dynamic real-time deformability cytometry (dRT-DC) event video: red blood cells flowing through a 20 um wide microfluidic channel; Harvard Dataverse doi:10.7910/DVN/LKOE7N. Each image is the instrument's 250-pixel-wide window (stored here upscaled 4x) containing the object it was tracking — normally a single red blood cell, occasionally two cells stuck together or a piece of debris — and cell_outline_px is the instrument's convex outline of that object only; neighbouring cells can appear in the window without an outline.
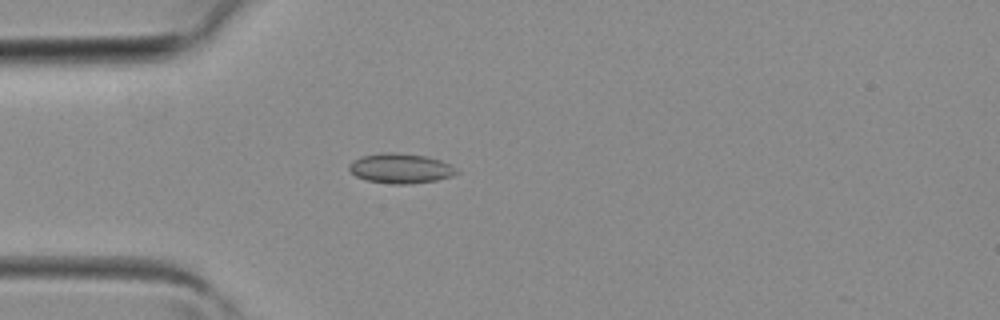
{"species": "common noctule bat (a hibernating species)", "species_latin": "Nyctalus noctula", "temperature_condition": "room temperature", "stored_images_in_passage": 31, "camera_frame_rate_fps": 3000, "um_per_image_px": 0.085, "animal": {"sex": "female", "body_mass_g": 19.3, "forearm_length_mm": 54.1}, "frame": {"image": 1, "passage_image": 2, "time_ms": 0.333, "image_size_px": [1000, 320], "cell_outline_px": [[460, 172], [452, 176], [436, 180], [408, 184], [392, 184], [368, 180], [356, 176], [348, 168], [348, 164], [352, 160], [360, 156], [380, 152], [392, 152], [424, 156], [440, 160], [448, 164]], "centroid_in_image_um": [34.0, 14.3], "position_along_channel_um": 51.0, "area_um2": 18.61}}
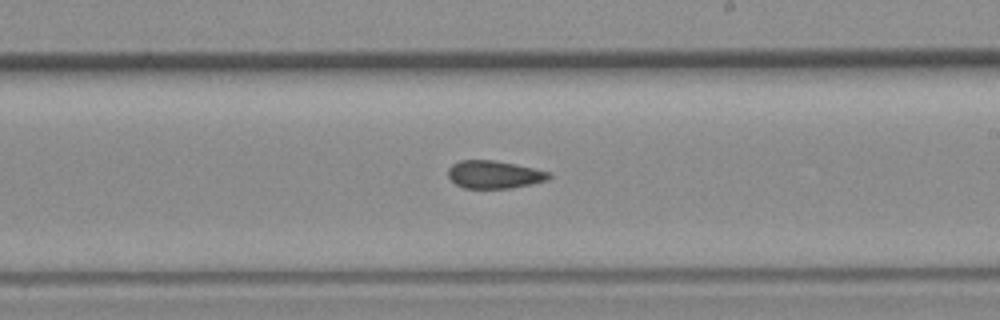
{"frame": {"image": 2, "passage_image": 14, "time_ms": 4.333, "image_size_px": [1000, 320], "cell_outline_px": [[552, 176], [548, 180], [532, 184], [512, 188], [464, 188], [456, 184], [448, 176], [448, 168], [452, 164], [460, 160], [496, 160], [536, 168], [552, 172]], "centroid_in_image_um": [42.06, 14.83], "position_along_channel_um": 246.9, "area_um2": 16.59}}
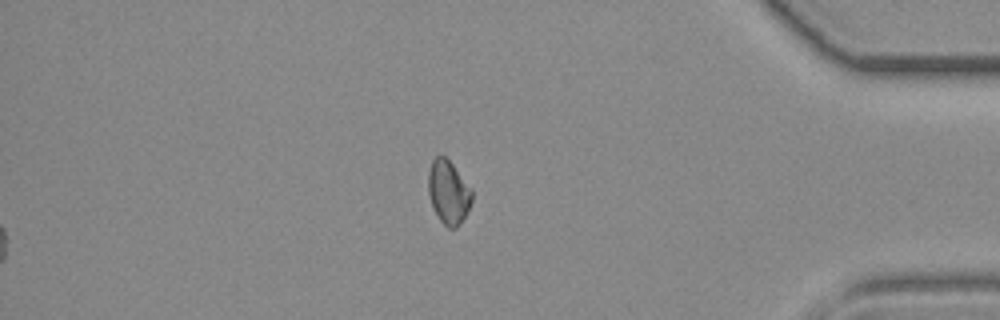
{"frame": {"image": 3, "passage_image": 25, "time_ms": 8.0, "image_size_px": [1000, 320], "cell_outline_px": [[472, 200], [464, 216], [456, 228], [448, 228], [440, 220], [432, 208], [428, 192], [428, 172], [432, 160], [436, 156], [444, 156], [452, 164], [472, 188]], "centroid_in_image_um": [38.1, 16.33], "position_along_channel_um": 397.1, "area_um2": 16.07}}